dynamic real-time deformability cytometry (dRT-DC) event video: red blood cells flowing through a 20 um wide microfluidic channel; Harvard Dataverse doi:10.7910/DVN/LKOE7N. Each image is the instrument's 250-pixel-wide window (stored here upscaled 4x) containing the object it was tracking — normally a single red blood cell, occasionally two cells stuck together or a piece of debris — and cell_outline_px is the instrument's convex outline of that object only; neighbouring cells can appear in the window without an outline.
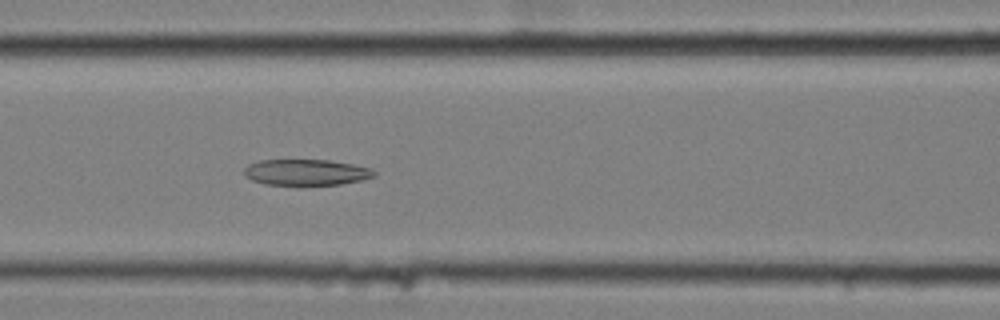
{"species": "common noctule bat (a hibernating species)", "species_latin": "Nyctalus noctula", "temperature_condition": "cold", "stored_images_in_passage": 7, "camera_frame_rate_fps": 3000, "um_per_image_px": 0.085, "animal": {"sex": "female", "body_mass_g": 25.1}, "frame": {"image": 1, "passage_image": 6, "time_ms": 1.667, "image_size_px": [1000, 320], "cell_outline_px": [[376, 176], [364, 180], [340, 184], [300, 188], [264, 184], [252, 180], [244, 176], [244, 168], [248, 164], [260, 160], [328, 160], [352, 164], [372, 168], [376, 172]], "centroid_in_image_um": [26.02, 14.69], "position_along_channel_um": 140.6, "area_um2": 20.75}}